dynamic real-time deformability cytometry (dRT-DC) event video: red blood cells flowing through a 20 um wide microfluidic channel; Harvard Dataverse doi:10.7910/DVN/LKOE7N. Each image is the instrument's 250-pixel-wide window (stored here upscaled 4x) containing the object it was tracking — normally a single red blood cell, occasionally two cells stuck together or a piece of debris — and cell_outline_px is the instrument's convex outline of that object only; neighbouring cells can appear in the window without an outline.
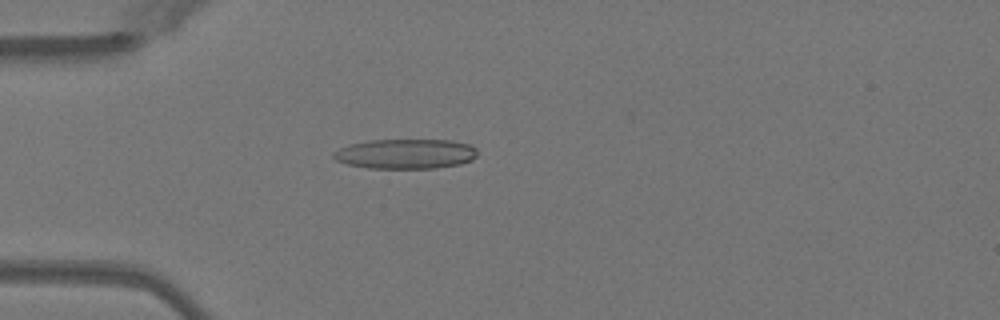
{"species": "Egyptian fruit bat (a non-hibernating species)", "species_latin": "Rousettus aegyptiacus", "temperature_condition": "warm", "stored_images_in_passage": 49, "camera_frame_rate_fps": 3000, "um_per_image_px": 0.085, "animal": {"sex": "female"}, "frame": {"image": 1, "passage_image": 13, "time_ms": 4.0, "image_size_px": [1000, 320], "cell_outline_px": [[476, 156], [472, 160], [460, 164], [436, 168], [368, 168], [348, 164], [336, 160], [332, 156], [332, 152], [348, 144], [372, 140], [452, 140], [472, 144], [476, 148]], "centroid_in_image_um": [34.49, 13.07], "position_along_channel_um": 50.5, "area_um2": 25.14}}
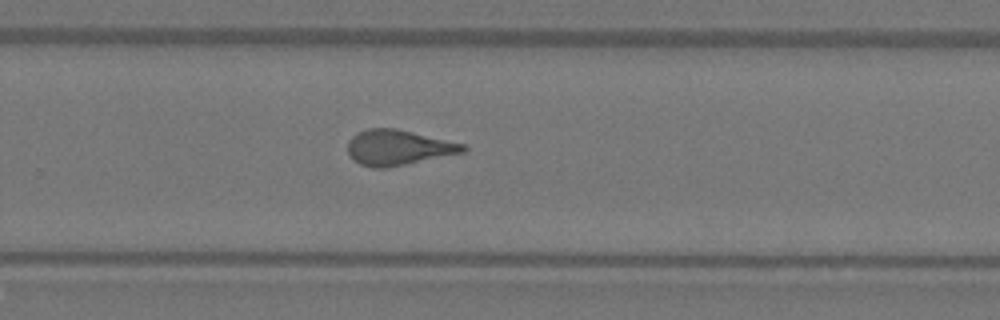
{"frame": {"image": 2, "passage_image": 32, "time_ms": 10.333, "image_size_px": [1000, 320], "cell_outline_px": [[468, 148], [464, 152], [388, 168], [372, 168], [360, 164], [348, 156], [348, 140], [352, 136], [368, 128], [396, 128], [464, 144]], "centroid_in_image_um": [33.82, 12.55], "position_along_channel_um": 296.0, "area_um2": 23.7}}
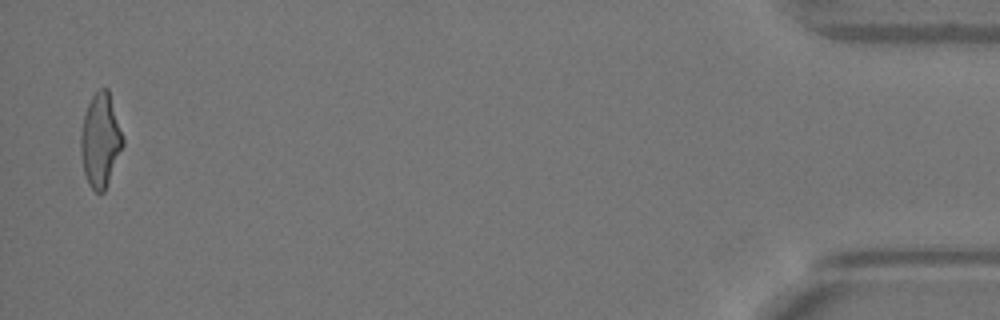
{"frame": {"image": 3, "passage_image": 48, "time_ms": 15.667, "image_size_px": [1000, 320], "cell_outline_px": [[124, 144], [104, 192], [96, 192], [88, 184], [84, 172], [80, 148], [80, 136], [84, 116], [88, 104], [92, 96], [100, 88], [108, 88], [124, 136]], "centroid_in_image_um": [8.55, 11.91], "position_along_channel_um": 426.7, "area_um2": 22.95}, "authors_computed_cell_mechanics": {"area_um2": 23.7558, "velocity_mm_per_s": 4.0691, "shape_relaxation_time_tau1_ms": 9.6468, "shape_relaxation_time_tau2_ms": 1.2994, "deformation_change_tau1": 0.278, "deformation_change_tau2": 0.1144}}